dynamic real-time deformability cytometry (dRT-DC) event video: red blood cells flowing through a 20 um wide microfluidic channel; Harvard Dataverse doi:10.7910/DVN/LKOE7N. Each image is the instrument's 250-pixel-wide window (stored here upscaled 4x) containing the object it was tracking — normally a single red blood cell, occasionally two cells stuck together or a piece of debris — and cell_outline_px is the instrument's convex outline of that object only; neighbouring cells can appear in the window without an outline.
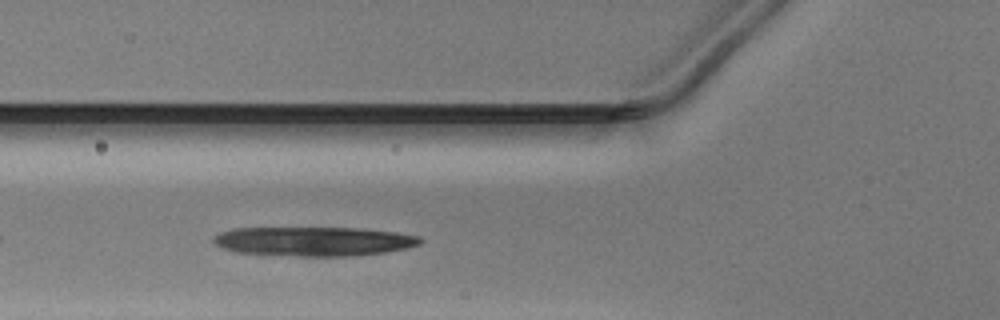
{"species": "Egyptian fruit bat (a non-hibernating species)", "species_latin": "Rousettus aegyptiacus", "temperature_condition": "warm", "stored_images_in_passage": 27, "camera_frame_rate_fps": 3000, "um_per_image_px": 0.085, "animal": {"sex": "male"}, "frame": {"image": 1, "passage_image": 5, "time_ms": 1.333, "image_size_px": [1000, 320], "cell_outline_px": [[424, 240], [420, 244], [408, 248], [384, 252], [352, 256], [300, 256], [240, 252], [224, 248], [216, 244], [212, 240], [212, 236], [220, 232], [232, 228], [360, 228], [396, 232], [420, 236]], "centroid_in_image_um": [26.71, 20.5], "position_along_channel_um": 99.1, "area_um2": 35.2}}
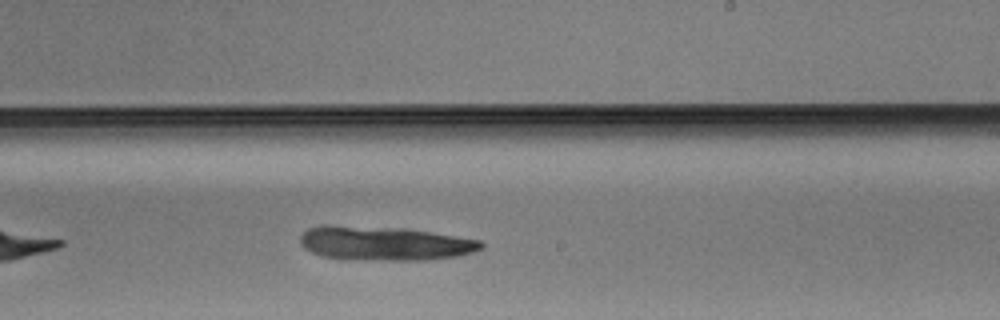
{"frame": {"image": 2, "passage_image": 17, "time_ms": 5.333, "image_size_px": [1000, 320], "cell_outline_px": [[484, 248], [472, 252], [456, 256], [428, 260], [364, 260], [320, 256], [304, 248], [300, 244], [300, 236], [308, 228], [324, 224], [400, 228], [428, 232], [480, 240], [484, 244]], "centroid_in_image_um": [32.64, 20.68], "position_along_channel_um": 256.4, "area_um2": 35.89}}
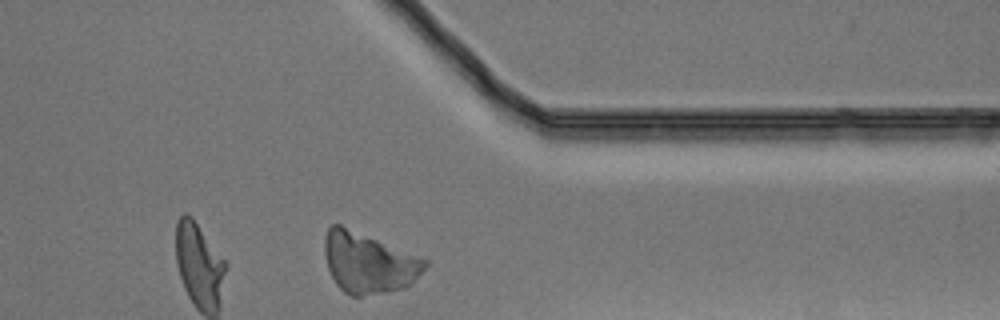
{"frame": {"image": 3, "passage_image": 27, "time_ms": 8.667, "image_size_px": [1000, 320], "cell_outline_px": [[428, 264], [408, 284], [400, 288], [360, 296], [352, 296], [344, 292], [336, 284], [328, 268], [324, 252], [324, 236], [328, 228], [332, 224], [340, 224], [428, 260]], "centroid_in_image_um": [31.25, 22.31], "position_along_channel_um": 380.1, "area_um2": 34.68}}